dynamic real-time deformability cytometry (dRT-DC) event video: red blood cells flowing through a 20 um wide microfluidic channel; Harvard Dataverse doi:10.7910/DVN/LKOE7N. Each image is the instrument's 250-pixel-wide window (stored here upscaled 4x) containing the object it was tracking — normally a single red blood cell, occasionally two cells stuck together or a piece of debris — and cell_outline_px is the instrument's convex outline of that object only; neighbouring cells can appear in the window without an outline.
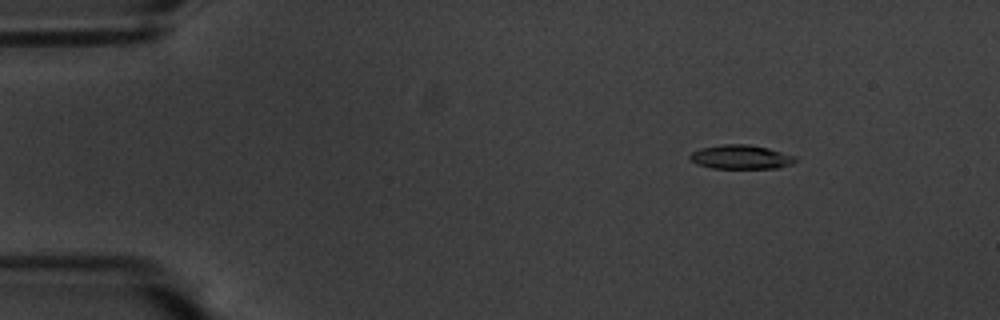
{"species": "common noctule bat (a hibernating species)", "species_latin": "Nyctalus noctula", "temperature_condition": "warm", "stored_images_in_passage": 57, "camera_frame_rate_fps": 3000, "um_per_image_px": 0.085, "animal": {"sex": "male", "body_mass_g": 20.1, "forearm_length_mm": 53.5}, "frame": {"image": 1, "passage_image": 8, "time_ms": 2.333, "image_size_px": [1000, 320], "cell_outline_px": [[796, 160], [792, 164], [776, 168], [712, 168], [696, 164], [688, 156], [692, 152], [700, 148], [724, 144], [748, 144], [768, 148], [796, 156]], "centroid_in_image_um": [62.97, 13.34], "position_along_channel_um": 22.0, "area_um2": 14.74}}
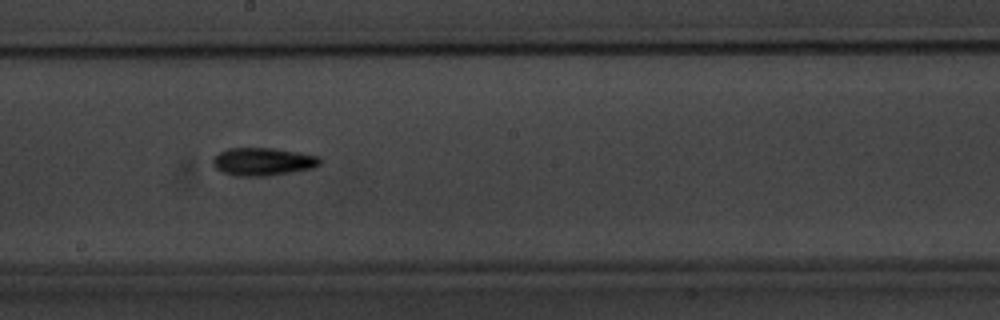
{"frame": {"image": 2, "passage_image": 32, "time_ms": 10.333, "image_size_px": [1000, 320], "cell_outline_px": [[320, 164], [312, 168], [268, 176], [236, 176], [220, 172], [212, 164], [212, 160], [220, 152], [228, 148], [272, 148], [320, 156]], "centroid_in_image_um": [22.31, 13.74], "position_along_channel_um": 225.9, "area_um2": 17.34}}
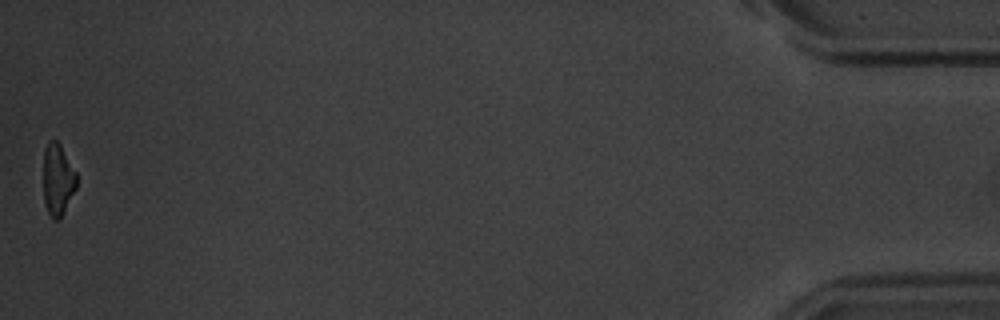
{"frame": {"image": 3, "passage_image": 57, "time_ms": 18.667, "image_size_px": [1000, 320], "cell_outline_px": [[76, 188], [60, 216], [56, 220], [52, 220], [48, 212], [44, 200], [44, 148], [48, 140], [56, 140], [60, 144], [76, 172]], "centroid_in_image_um": [4.89, 15.22], "position_along_channel_um": 430.3, "area_um2": 13.58}, "authors_computed_cell_mechanics": {"area_um2": 15.4904, "velocity_mm_per_s": 3.57, "shape_relaxation_time_tau1_ms": 2.8389, "shape_relaxation_time_tau2_ms": 6.0125, "deformation_change_tau1": 0.1294, "deformation_change_tau2": 0.1601}}